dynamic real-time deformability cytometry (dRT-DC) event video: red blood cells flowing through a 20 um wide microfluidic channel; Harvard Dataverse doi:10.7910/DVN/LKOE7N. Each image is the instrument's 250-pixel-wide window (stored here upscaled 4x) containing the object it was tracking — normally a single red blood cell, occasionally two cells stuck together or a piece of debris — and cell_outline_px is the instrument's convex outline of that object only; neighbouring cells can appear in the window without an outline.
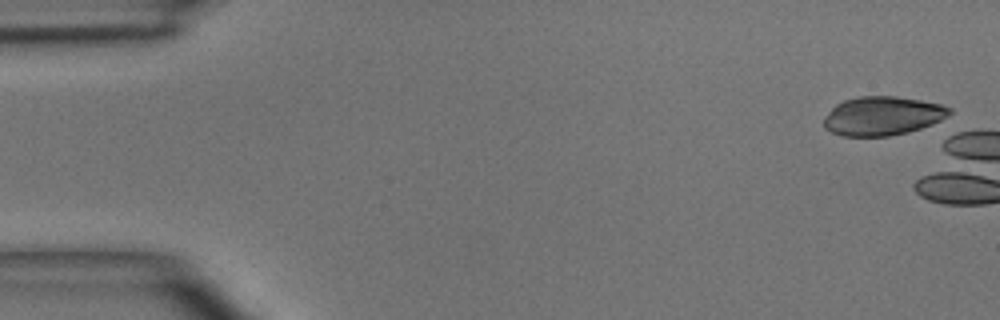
{"species": "common noctule bat (a hibernating species)", "species_latin": "Nyctalus noctula", "temperature_condition": "room temperature", "stored_images_in_passage": 2, "camera_frame_rate_fps": 3000, "um_per_image_px": 0.085, "animal": {"sex": "male", "body_mass_g": 15.6}, "frame": {"image": 1, "passage_image": 1, "time_ms": 0.0, "image_size_px": [1000, 320], "cell_outline_px": [[952, 112], [948, 116], [932, 124], [908, 132], [888, 136], [840, 136], [824, 128], [824, 116], [836, 104], [844, 100], [860, 96], [896, 96], [920, 100], [940, 104], [952, 108]], "centroid_in_image_um": [75.0, 9.85], "position_along_channel_um": 10.0, "area_um2": 28.5}}